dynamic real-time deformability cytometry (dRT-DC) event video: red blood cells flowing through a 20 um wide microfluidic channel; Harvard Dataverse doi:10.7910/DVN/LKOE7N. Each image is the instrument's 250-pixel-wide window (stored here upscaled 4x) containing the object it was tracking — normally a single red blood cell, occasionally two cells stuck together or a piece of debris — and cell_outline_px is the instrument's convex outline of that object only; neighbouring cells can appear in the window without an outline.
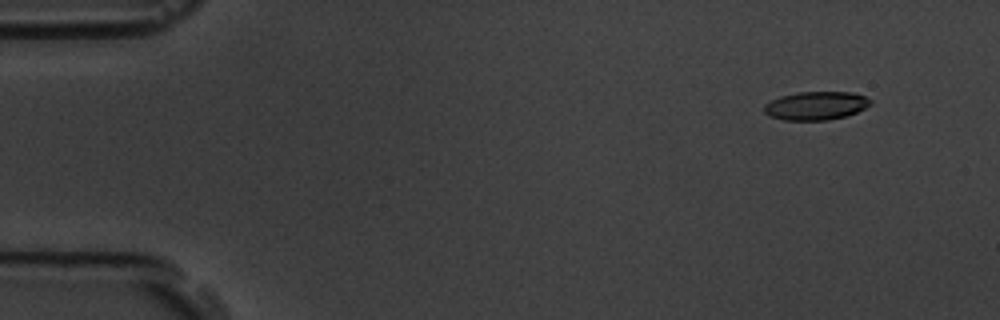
{"species": "common noctule bat (a hibernating species)", "species_latin": "Nyctalus noctula", "temperature_condition": "room temperature", "stored_images_in_passage": 5, "camera_frame_rate_fps": 3000, "um_per_image_px": 0.085, "animal": {"sex": "male", "body_mass_g": 19.5, "forearm_length_mm": 54.6}, "frame": {"image": 1, "passage_image": 1, "time_ms": 0.0, "image_size_px": [1000, 320], "cell_outline_px": [[872, 104], [856, 112], [844, 116], [828, 120], [784, 120], [768, 116], [764, 112], [764, 104], [780, 96], [796, 92], [852, 92], [864, 96], [872, 100]], "centroid_in_image_um": [69.33, 8.98], "position_along_channel_um": 15.7, "area_um2": 17.63}}
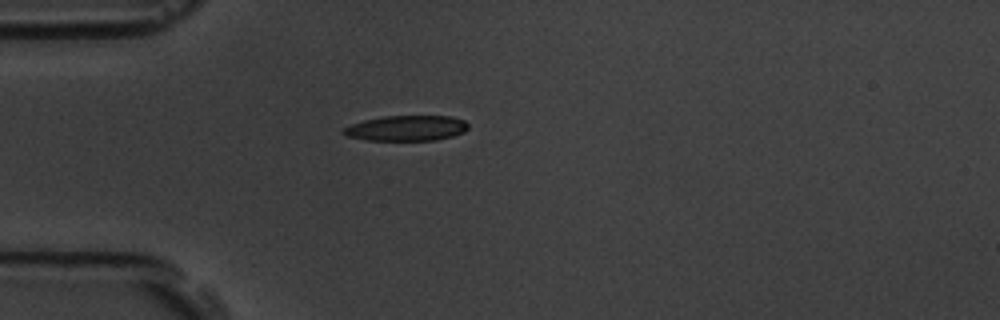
{"frame": {"image": 2, "passage_image": 4, "time_ms": 3.667, "image_size_px": [1000, 320], "cell_outline_px": [[468, 128], [464, 132], [452, 136], [436, 140], [368, 140], [348, 136], [340, 132], [344, 128], [352, 124], [364, 120], [384, 116], [452, 116], [464, 120], [468, 124]], "centroid_in_image_um": [34.57, 10.89], "position_along_channel_um": 50.4, "area_um2": 18.38}}